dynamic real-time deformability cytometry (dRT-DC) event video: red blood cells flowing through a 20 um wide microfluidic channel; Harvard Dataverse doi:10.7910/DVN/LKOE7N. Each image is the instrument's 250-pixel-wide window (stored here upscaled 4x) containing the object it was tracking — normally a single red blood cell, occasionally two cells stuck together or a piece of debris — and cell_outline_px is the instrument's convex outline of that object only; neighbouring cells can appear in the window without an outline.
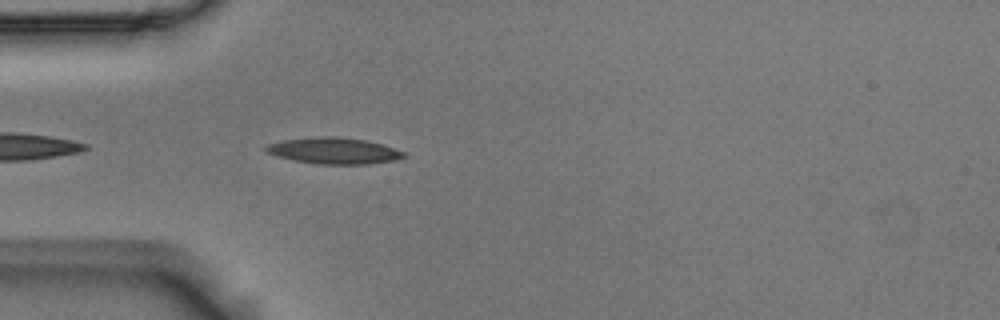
{"species": "Egyptian fruit bat (a non-hibernating species)", "species_latin": "Rousettus aegyptiacus", "temperature_condition": "room temperature", "stored_images_in_passage": 7, "camera_frame_rate_fps": 3000, "um_per_image_px": 0.085, "animal": {"sex": "male"}, "frame": {"image": 1, "passage_image": 3, "time_ms": 0.667, "image_size_px": [1000, 320], "cell_outline_px": [[408, 156], [392, 160], [368, 164], [320, 164], [292, 160], [276, 156], [264, 152], [264, 148], [268, 144], [280, 140], [316, 136], [336, 136], [364, 140], [380, 144], [404, 152]], "centroid_in_image_um": [28.29, 12.81], "position_along_channel_um": 56.7, "area_um2": 21.1}}